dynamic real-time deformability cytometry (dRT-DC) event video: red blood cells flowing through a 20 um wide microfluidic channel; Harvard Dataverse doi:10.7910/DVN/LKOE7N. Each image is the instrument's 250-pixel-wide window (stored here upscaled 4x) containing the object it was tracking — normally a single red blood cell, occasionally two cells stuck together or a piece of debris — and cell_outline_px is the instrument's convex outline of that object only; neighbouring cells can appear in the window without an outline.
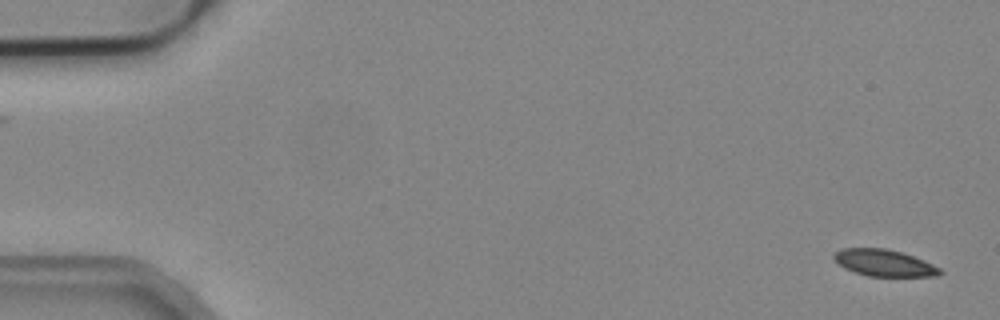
{"species": "common noctule bat (a hibernating species)", "species_latin": "Nyctalus noctula", "temperature_condition": "cold", "stored_images_in_passage": 5, "camera_frame_rate_fps": 3000, "um_per_image_px": 0.085, "animal": {"sex": "male", "body_mass_g": 19.2, "forearm_length_mm": 51.8}, "frame": {"image": 1, "passage_image": 1, "time_ms": 0.0, "image_size_px": [1000, 320], "cell_outline_px": [[944, 272], [936, 276], [868, 276], [844, 268], [832, 256], [840, 248], [884, 248], [904, 252], [924, 260], [940, 268]], "centroid_in_image_um": [75.18, 22.34], "position_along_channel_um": 9.8, "area_um2": 16.47}}
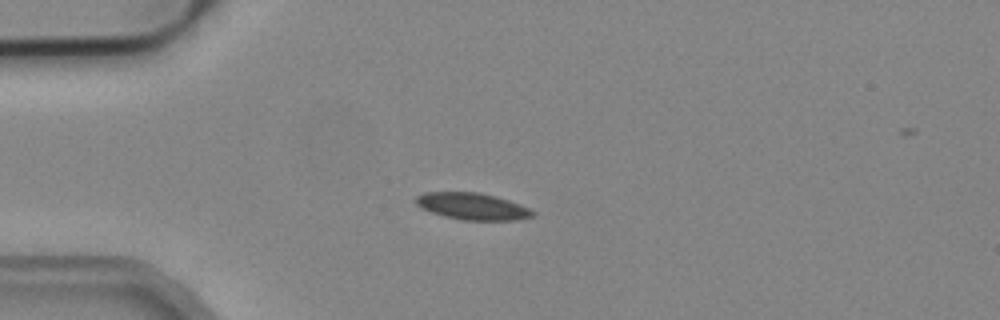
{"frame": {"image": 2, "passage_image": 3, "time_ms": 0.667, "image_size_px": [1000, 320], "cell_outline_px": [[536, 212], [532, 216], [516, 220], [460, 220], [444, 216], [432, 212], [416, 204], [416, 196], [424, 192], [480, 192], [496, 196], [520, 204]], "centroid_in_image_um": [40.16, 17.53], "position_along_channel_um": 44.8, "area_um2": 18.15}}
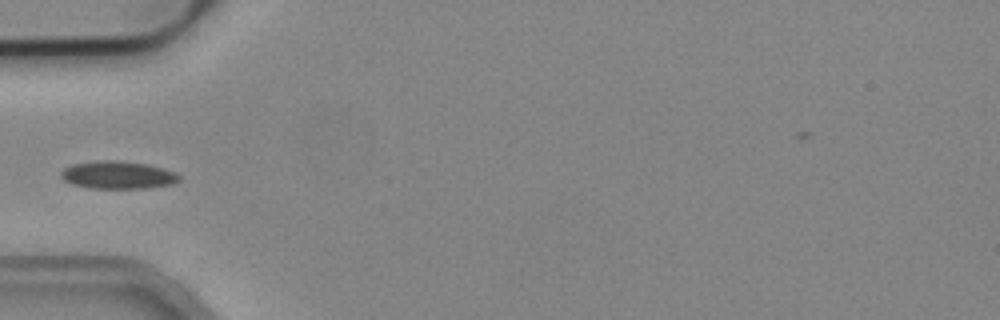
{"frame": {"image": 3, "passage_image": 4, "time_ms": 1.0, "image_size_px": [1000, 320], "cell_outline_px": [[180, 180], [172, 184], [144, 188], [92, 188], [72, 184], [64, 180], [60, 176], [60, 172], [64, 168], [72, 164], [100, 160], [116, 160], [148, 164], [172, 172], [180, 176]], "centroid_in_image_um": [9.97, 14.87], "position_along_channel_um": 75.0, "area_um2": 18.9}}